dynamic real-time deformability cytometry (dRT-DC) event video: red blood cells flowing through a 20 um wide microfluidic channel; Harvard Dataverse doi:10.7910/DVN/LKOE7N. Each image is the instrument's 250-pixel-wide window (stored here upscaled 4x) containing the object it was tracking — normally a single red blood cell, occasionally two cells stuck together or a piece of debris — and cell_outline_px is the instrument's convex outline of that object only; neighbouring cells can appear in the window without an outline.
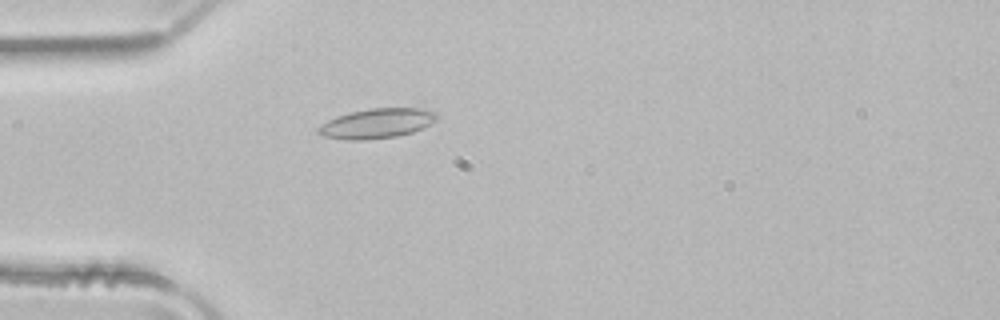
{"species": "common noctule bat (a hibernating species)", "species_latin": "Nyctalus noctula", "temperature_condition": "room temperature", "stored_images_in_passage": 51, "camera_frame_rate_fps": 3000, "um_per_image_px": 0.085, "animal": {"sex": "male", "body_mass_g": 21.5, "forearm_length_mm": 52.0}, "frame": {"image": 1, "passage_image": 15, "time_ms": 4.667, "image_size_px": [1000, 320], "cell_outline_px": [[436, 120], [424, 128], [412, 132], [396, 136], [360, 140], [352, 140], [324, 136], [316, 132], [316, 128], [328, 120], [336, 116], [348, 112], [372, 108], [424, 108], [436, 112]], "centroid_in_image_um": [32.03, 10.47], "position_along_channel_um": 53.0, "area_um2": 20.52}}
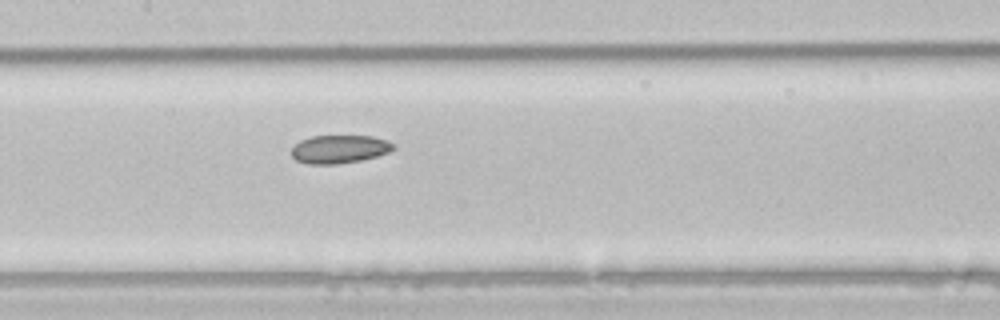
{"frame": {"image": 2, "passage_image": 25, "time_ms": 8.0, "image_size_px": [1000, 320], "cell_outline_px": [[392, 148], [388, 152], [376, 156], [360, 160], [336, 164], [308, 164], [296, 160], [292, 156], [292, 148], [300, 140], [312, 136], [372, 136], [388, 140], [392, 144]], "centroid_in_image_um": [28.81, 12.67], "position_along_channel_um": 178.6, "area_um2": 16.53}}
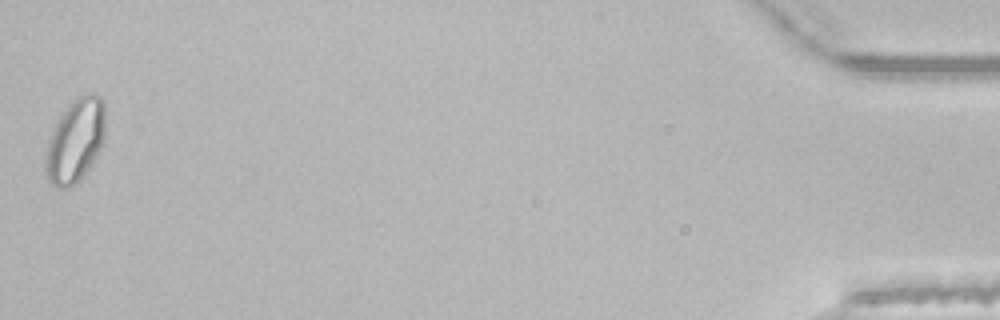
{"frame": {"image": 3, "passage_image": 51, "time_ms": 16.667, "image_size_px": [1000, 320], "cell_outline_px": [[104, 136], [100, 152], [92, 164], [80, 180], [76, 184], [68, 188], [56, 188], [48, 180], [44, 168], [44, 160], [48, 140], [52, 128], [56, 120], [64, 108], [76, 96], [88, 92], [100, 96], [104, 100]], "centroid_in_image_um": [6.38, 11.95], "position_along_channel_um": 428.8, "area_um2": 29.82}, "authors_computed_cell_mechanics": {"area_um2": 19.9988, "velocity_mm_per_s": 4.003, "shape_relaxation_time_tau1_ms": 6.0152, "shape_relaxation_time_tau2_ms": 3.1915, "deformation_change_tau1": 0.0928, "deformation_change_tau2": 0.0691}}